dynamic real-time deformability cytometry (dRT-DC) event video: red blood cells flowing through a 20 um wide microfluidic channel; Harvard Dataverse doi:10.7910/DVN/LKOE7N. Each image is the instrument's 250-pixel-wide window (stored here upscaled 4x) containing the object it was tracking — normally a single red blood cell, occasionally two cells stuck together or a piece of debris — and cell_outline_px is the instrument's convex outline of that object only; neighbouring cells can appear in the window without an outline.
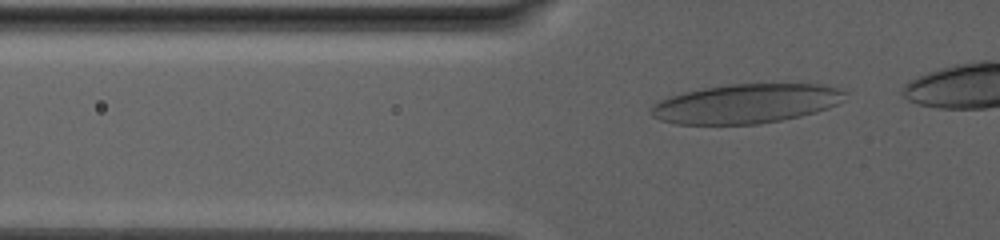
{"species": "human", "species_latin": "Homo sapiens", "temperature_condition": "warm", "stored_images_in_passage": 63, "camera_frame_rate_fps": 3000, "um_per_image_px": 0.085, "donor": {"sex": "male"}, "frame": {"image": 1, "passage_image": 17, "time_ms": 5.333, "image_size_px": [1000, 240], "cell_outline_px": [[848, 92], [844, 100], [828, 108], [816, 112], [800, 116], [780, 120], [756, 124], [676, 124], [660, 120], [652, 116], [648, 112], [652, 104], [668, 96], [684, 92], [704, 88], [728, 84], [824, 84]], "centroid_in_image_um": [63.39, 8.8], "position_along_channel_um": 62.4, "area_um2": 44.62}}
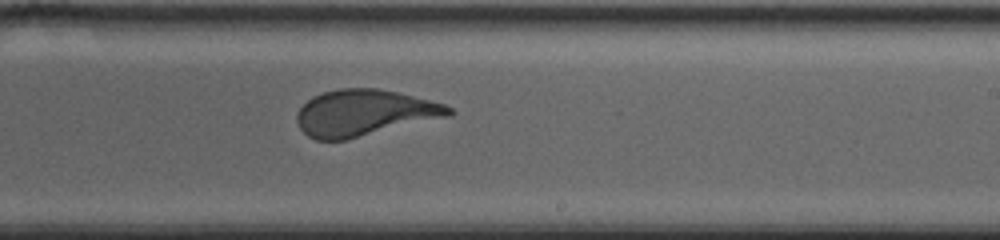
{"frame": {"image": 2, "passage_image": 42, "time_ms": 13.667, "image_size_px": [1000, 240], "cell_outline_px": [[456, 112], [452, 116], [344, 140], [316, 140], [308, 136], [300, 128], [296, 120], [296, 116], [300, 108], [312, 96], [324, 92], [340, 88], [376, 88], [396, 92], [444, 104], [452, 108]], "centroid_in_image_um": [30.98, 9.6], "position_along_channel_um": 258.0, "area_um2": 40.86}}
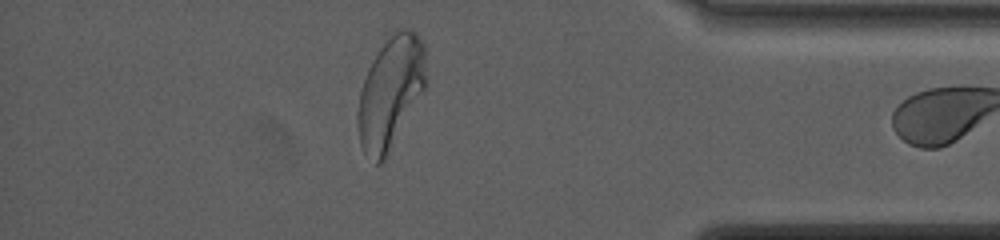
{"frame": {"image": 3, "passage_image": 62, "time_ms": 20.333, "image_size_px": [1000, 240], "cell_outline_px": [[428, 80], [424, 88], [384, 160], [380, 164], [376, 164], [364, 152], [360, 144], [356, 124], [356, 112], [360, 92], [368, 68], [372, 60], [380, 48], [400, 28], [412, 28], [416, 32], [424, 44]], "centroid_in_image_um": [33.19, 7.84], "position_along_channel_um": 402.0, "area_um2": 44.22}}